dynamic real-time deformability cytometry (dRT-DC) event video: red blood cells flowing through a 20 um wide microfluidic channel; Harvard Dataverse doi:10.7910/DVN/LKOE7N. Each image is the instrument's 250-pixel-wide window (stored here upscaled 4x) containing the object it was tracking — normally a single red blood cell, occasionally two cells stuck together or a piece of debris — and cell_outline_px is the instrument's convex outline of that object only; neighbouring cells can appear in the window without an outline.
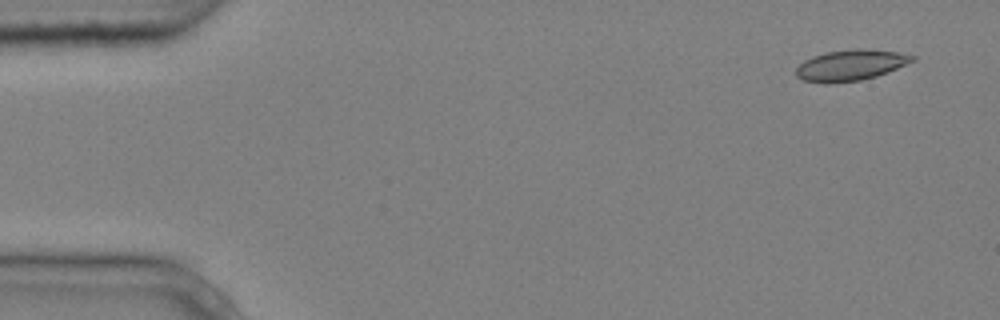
{"species": "common noctule bat (a hibernating species)", "species_latin": "Nyctalus noctula", "temperature_condition": "cold", "stored_images_in_passage": 5, "camera_frame_rate_fps": 3000, "um_per_image_px": 0.085, "animal": {"sex": "male", "body_mass_g": 20.4}, "frame": {"image": 1, "passage_image": 1, "time_ms": 0.0, "image_size_px": [1000, 320], "cell_outline_px": [[916, 60], [888, 72], [876, 76], [860, 80], [824, 84], [804, 80], [796, 76], [796, 68], [804, 60], [812, 56], [828, 52], [856, 48], [860, 48], [896, 52], [916, 56]], "centroid_in_image_um": [72.3, 5.54], "position_along_channel_um": 12.7, "area_um2": 20.87}}